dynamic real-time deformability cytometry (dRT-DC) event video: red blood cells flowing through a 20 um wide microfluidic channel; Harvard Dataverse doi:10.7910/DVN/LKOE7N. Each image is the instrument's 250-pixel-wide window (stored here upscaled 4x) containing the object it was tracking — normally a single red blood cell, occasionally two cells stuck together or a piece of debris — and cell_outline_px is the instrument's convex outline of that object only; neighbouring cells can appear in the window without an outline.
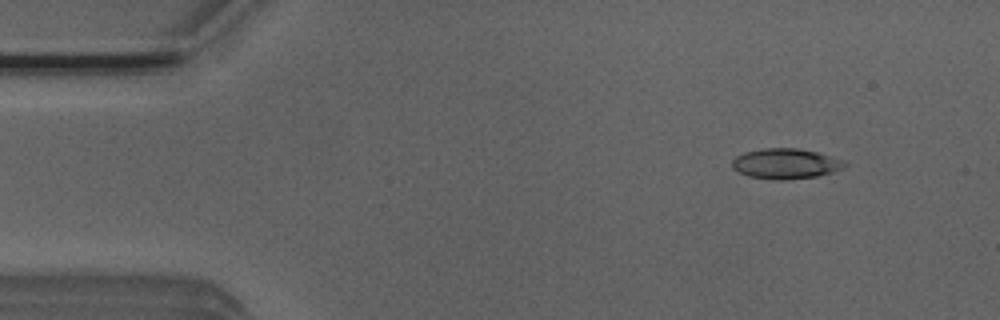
{"species": "Egyptian fruit bat (a non-hibernating species)", "species_latin": "Rousettus aegyptiacus", "temperature_condition": "room temperature", "stored_images_in_passage": 51, "camera_frame_rate_fps": 3000, "um_per_image_px": 0.085, "animal": {"sex": "male"}, "frame": {"image": 1, "passage_image": 5, "time_ms": 1.333, "image_size_px": [1000, 320], "cell_outline_px": [[848, 164], [844, 168], [832, 172], [816, 176], [784, 180], [772, 180], [748, 176], [732, 168], [732, 160], [736, 156], [744, 152], [764, 148], [796, 148], [816, 152], [848, 160]], "centroid_in_image_um": [66.81, 13.91], "position_along_channel_um": 18.2, "area_um2": 20.06}}
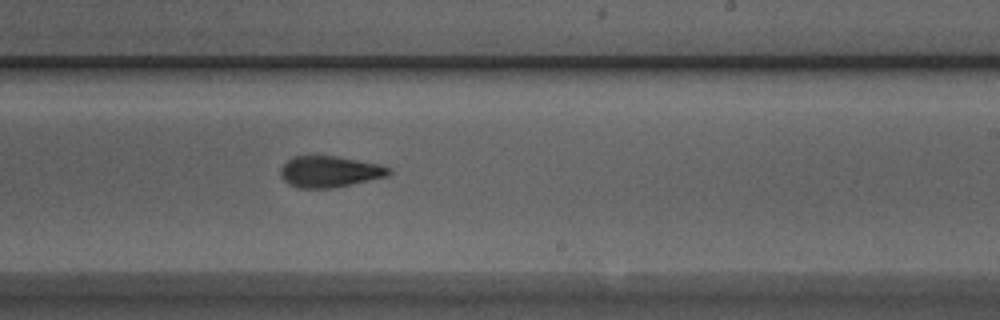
{"frame": {"image": 2, "passage_image": 30, "time_ms": 9.667, "image_size_px": [1000, 320], "cell_outline_px": [[392, 172], [388, 176], [332, 188], [296, 188], [288, 184], [280, 176], [280, 168], [292, 156], [336, 156], [380, 164], [392, 168]], "centroid_in_image_um": [28.01, 14.59], "position_along_channel_um": 261.0, "area_um2": 19.83}}
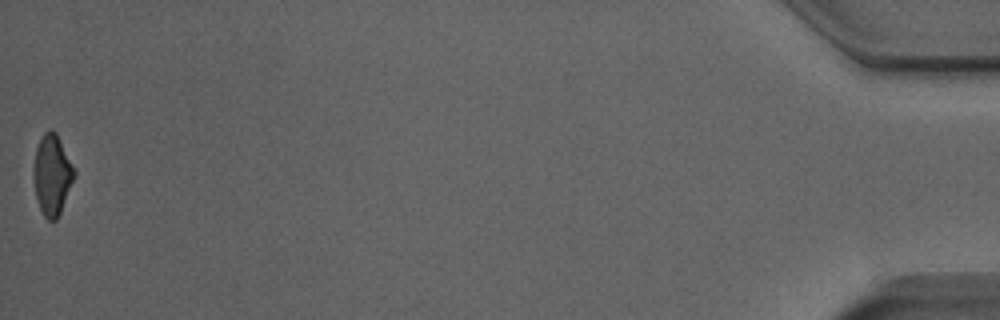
{"frame": {"image": 3, "passage_image": 51, "time_ms": 16.667, "image_size_px": [1000, 320], "cell_outline_px": [[76, 176], [60, 212], [56, 220], [48, 220], [44, 216], [40, 208], [36, 196], [32, 176], [32, 172], [36, 148], [40, 136], [48, 128], [52, 128], [56, 132], [76, 172]], "centroid_in_image_um": [4.41, 14.82], "position_along_channel_um": 430.8, "area_um2": 19.25}, "authors_computed_cell_mechanics": {"area_um2": 19.941, "velocity_mm_per_s": 3.948, "shape_relaxation_time_tau1_ms": 5.9785, "shape_relaxation_time_tau2_ms": 2.2367, "deformation_change_tau1": 0.1776, "deformation_change_tau2": 0.1034}}